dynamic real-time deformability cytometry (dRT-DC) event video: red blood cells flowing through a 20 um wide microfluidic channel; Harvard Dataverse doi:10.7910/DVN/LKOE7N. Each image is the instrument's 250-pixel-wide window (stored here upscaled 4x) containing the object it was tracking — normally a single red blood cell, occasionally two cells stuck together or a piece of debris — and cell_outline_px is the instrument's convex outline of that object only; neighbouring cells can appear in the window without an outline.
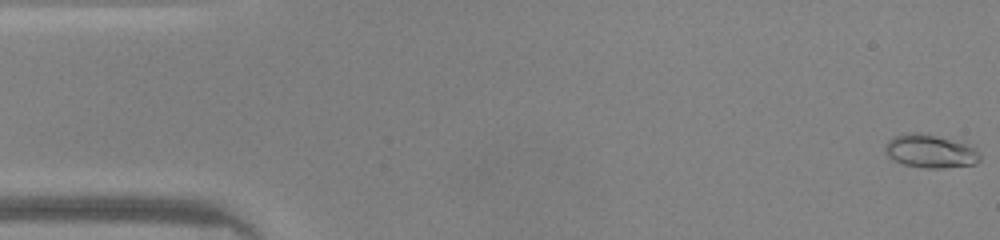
{"species": "common noctule bat (a hibernating species)", "species_latin": "Nyctalus noctula", "temperature_condition": "warm", "stored_images_in_passage": 48, "camera_frame_rate_fps": 3000, "um_per_image_px": 0.085, "animal": {"sex": "male", "body_mass_g": 20.0, "forearm_length_mm": 53.3}, "frame": {"image": 1, "passage_image": 1, "time_ms": 0.0, "image_size_px": [1000, 240], "cell_outline_px": [[980, 160], [976, 164], [944, 168], [924, 168], [904, 164], [888, 156], [884, 148], [884, 144], [888, 140], [904, 132], [928, 132], [976, 148], [980, 152]], "centroid_in_image_um": [79.07, 12.83], "position_along_channel_um": 5.9, "area_um2": 18.61}}
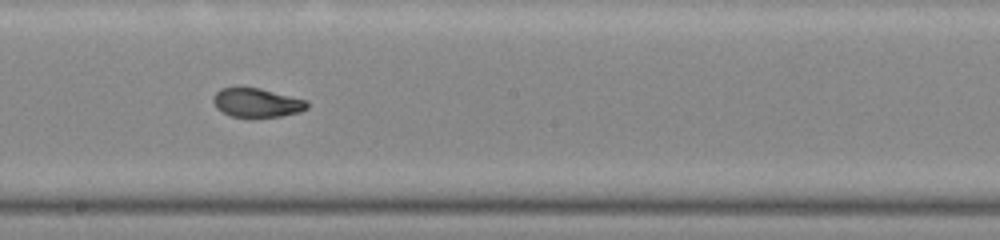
{"frame": {"image": 2, "passage_image": 26, "time_ms": 8.333, "image_size_px": [1000, 240], "cell_outline_px": [[308, 108], [300, 112], [280, 116], [252, 120], [232, 116], [216, 108], [212, 100], [212, 96], [220, 88], [260, 88], [308, 100]], "centroid_in_image_um": [21.84, 8.77], "position_along_channel_um": 226.4, "area_um2": 16.36}}
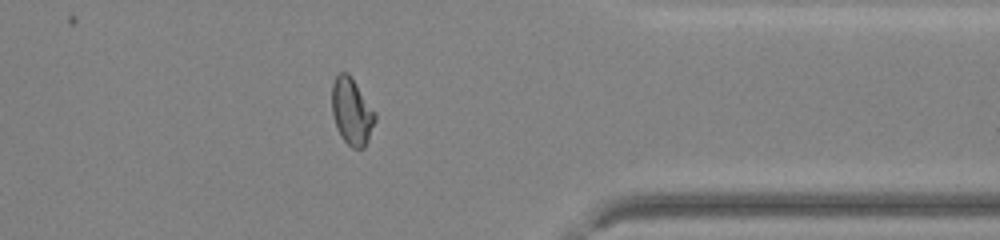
{"frame": {"image": 3, "passage_image": 38, "time_ms": 12.333, "image_size_px": [1000, 240], "cell_outline_px": [[376, 120], [368, 140], [364, 148], [352, 148], [340, 136], [332, 116], [332, 84], [336, 76], [340, 72], [348, 72], [376, 112]], "centroid_in_image_um": [29.9, 9.48], "position_along_channel_um": 381.5, "area_um2": 16.88}, "authors_computed_cell_mechanics": {"area_um2": 16.762, "velocity_mm_per_s": 4.2548, "shape_relaxation_time_tau1_ms": 10.6625, "shape_relaxation_time_tau2_ms": 1.0579, "deformation_change_tau1": 0.3281, "deformation_change_tau2": 0.0528}}